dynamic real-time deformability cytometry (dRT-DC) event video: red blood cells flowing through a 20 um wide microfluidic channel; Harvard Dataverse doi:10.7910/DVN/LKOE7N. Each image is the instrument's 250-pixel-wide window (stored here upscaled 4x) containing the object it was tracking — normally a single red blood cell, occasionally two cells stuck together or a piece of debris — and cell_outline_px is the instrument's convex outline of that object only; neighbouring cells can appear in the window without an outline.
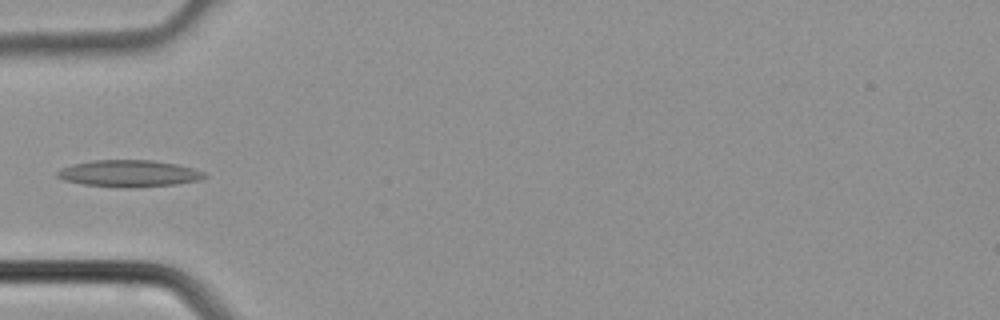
{"species": "common noctule bat (a hibernating species)", "species_latin": "Nyctalus noctula", "temperature_condition": "cold", "stored_images_in_passage": 3, "camera_frame_rate_fps": 3000, "um_per_image_px": 0.085, "animal": {"sex": "male", "body_mass_g": 21.5, "forearm_length_mm": 52.0}, "frame": {"image": 1, "passage_image": 3, "time_ms": 0.667, "image_size_px": [1000, 320], "cell_outline_px": [[208, 176], [200, 180], [176, 184], [136, 188], [124, 188], [84, 184], [64, 180], [56, 176], [56, 172], [60, 168], [72, 164], [92, 160], [152, 160], [176, 164], [192, 168], [204, 172]], "centroid_in_image_um": [10.96, 14.75], "position_along_channel_um": 74.0, "area_um2": 23.12}}